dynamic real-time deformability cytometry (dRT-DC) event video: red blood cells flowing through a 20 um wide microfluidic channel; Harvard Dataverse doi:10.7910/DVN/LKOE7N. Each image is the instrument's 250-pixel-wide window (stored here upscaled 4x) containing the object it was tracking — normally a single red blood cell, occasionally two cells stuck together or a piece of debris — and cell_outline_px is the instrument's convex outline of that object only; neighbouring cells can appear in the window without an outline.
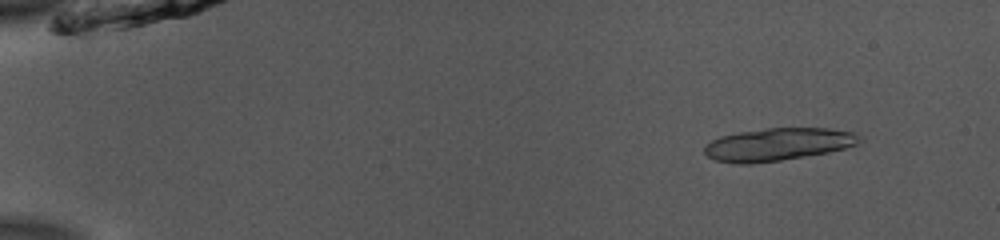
{"species": "common noctule bat (a hibernating species)", "species_latin": "Nyctalus noctula", "temperature_condition": "room temperature", "stored_images_in_passage": 17, "camera_frame_rate_fps": 3000, "um_per_image_px": 0.085, "animal": {"sex": "male", "body_mass_g": 13.0, "forearm_length_mm": 53.1}, "frame": {"image": 1, "passage_image": 6, "time_ms": 1.667, "image_size_px": [1000, 240], "cell_outline_px": [[864, 140], [856, 144], [844, 148], [828, 152], [780, 160], [752, 164], [736, 164], [716, 160], [708, 156], [704, 152], [704, 144], [720, 136], [740, 132], [764, 128], [828, 128], [856, 132], [864, 136]], "centroid_in_image_um": [66.15, 12.26], "position_along_channel_um": 18.8, "area_um2": 29.71}}